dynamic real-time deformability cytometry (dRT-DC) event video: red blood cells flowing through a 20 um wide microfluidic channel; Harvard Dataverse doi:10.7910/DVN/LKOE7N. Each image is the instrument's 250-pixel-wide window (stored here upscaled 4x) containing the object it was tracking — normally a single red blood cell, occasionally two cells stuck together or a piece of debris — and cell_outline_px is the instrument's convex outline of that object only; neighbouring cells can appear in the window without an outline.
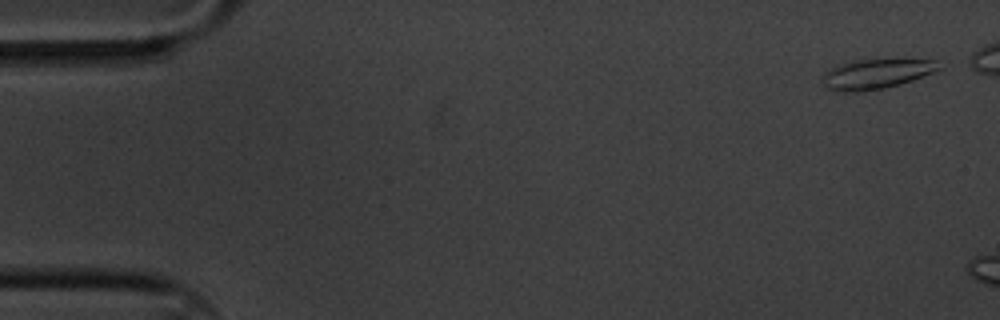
{"species": "common noctule bat (a hibernating species)", "species_latin": "Nyctalus noctula", "temperature_condition": "cold", "stored_images_in_passage": 3, "camera_frame_rate_fps": 3000, "um_per_image_px": 0.085, "animal": {"sex": "male", "body_mass_g": 20.1, "forearm_length_mm": 53.5}, "frame": {"image": 1, "passage_image": 1, "time_ms": 0.0, "image_size_px": [1000, 320], "cell_outline_px": [[940, 68], [932, 72], [912, 80], [900, 84], [884, 88], [864, 92], [844, 92], [828, 88], [820, 80], [820, 76], [824, 72], [840, 64], [860, 60], [904, 56], [936, 60]], "centroid_in_image_um": [74.51, 6.24], "position_along_channel_um": 10.5, "area_um2": 20.98}}